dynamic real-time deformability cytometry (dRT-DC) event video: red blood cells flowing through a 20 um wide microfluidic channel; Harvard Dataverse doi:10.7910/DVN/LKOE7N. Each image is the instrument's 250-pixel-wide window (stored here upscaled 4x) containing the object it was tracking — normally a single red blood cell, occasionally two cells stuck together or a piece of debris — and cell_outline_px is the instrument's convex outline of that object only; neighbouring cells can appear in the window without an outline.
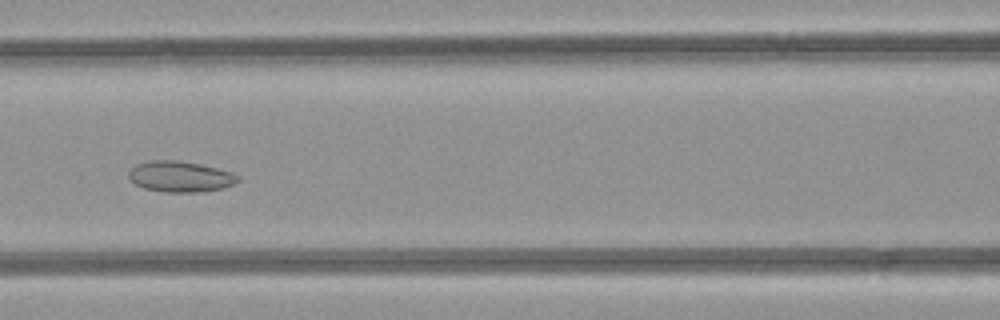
{"species": "common noctule bat (a hibernating species)", "species_latin": "Nyctalus noctula", "temperature_condition": "room temperature", "stored_images_in_passage": 6, "camera_frame_rate_fps": 3000, "um_per_image_px": 0.085, "animal": {"sex": "female", "body_mass_g": 21.9}, "frame": {"image": 1, "passage_image": 6, "time_ms": 5.667, "image_size_px": [1000, 320], "cell_outline_px": [[240, 180], [224, 188], [200, 192], [164, 192], [144, 188], [136, 184], [128, 176], [128, 172], [136, 164], [152, 160], [176, 160], [200, 164], [232, 172], [240, 176]], "centroid_in_image_um": [15.34, 15.01], "position_along_channel_um": 151.3, "area_um2": 19.59}}